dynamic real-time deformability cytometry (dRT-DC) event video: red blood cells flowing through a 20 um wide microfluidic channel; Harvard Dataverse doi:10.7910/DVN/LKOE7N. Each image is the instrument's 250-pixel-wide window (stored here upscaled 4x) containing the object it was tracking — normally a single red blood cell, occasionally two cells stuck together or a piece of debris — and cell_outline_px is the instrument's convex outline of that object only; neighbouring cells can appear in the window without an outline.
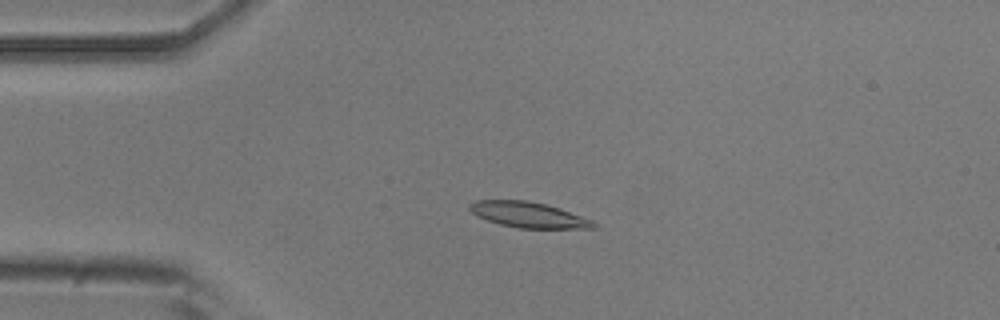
{"species": "common noctule bat (a hibernating species)", "species_latin": "Nyctalus noctula", "temperature_condition": "room temperature", "stored_images_in_passage": 52, "camera_frame_rate_fps": 3000, "um_per_image_px": 0.085, "animal": {"sex": "male", "body_mass_g": 20.5, "forearm_length_mm": 52.5}, "frame": {"image": 1, "passage_image": 12, "time_ms": 3.667, "image_size_px": [1000, 320], "cell_outline_px": [[600, 224], [596, 228], [520, 228], [500, 224], [476, 216], [468, 208], [468, 204], [476, 200], [524, 200], [544, 204], [560, 208], [592, 220]], "centroid_in_image_um": [44.93, 18.26], "position_along_channel_um": 40.1, "area_um2": 18.44}}
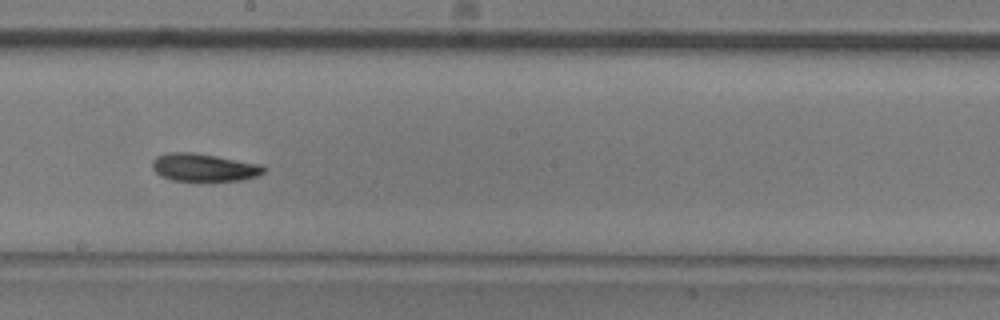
{"frame": {"image": 2, "passage_image": 29, "time_ms": 9.333, "image_size_px": [1000, 320], "cell_outline_px": [[268, 168], [264, 172], [256, 176], [244, 180], [212, 184], [172, 180], [160, 176], [152, 168], [152, 160], [156, 156], [168, 152], [192, 152], [264, 164]], "centroid_in_image_um": [17.38, 14.28], "position_along_channel_um": 230.8, "area_um2": 19.19}}
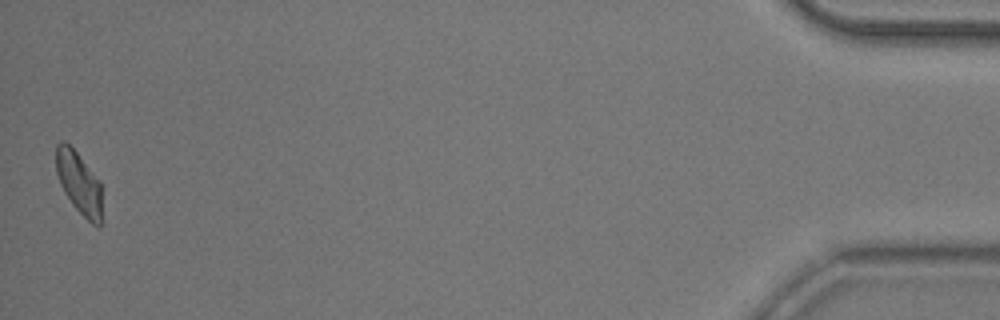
{"frame": {"image": 3, "passage_image": 52, "time_ms": 17.0, "image_size_px": [1000, 320], "cell_outline_px": [[104, 220], [100, 228], [92, 224], [72, 204], [64, 192], [60, 184], [56, 172], [56, 144], [60, 140], [64, 140], [76, 152], [100, 180]], "centroid_in_image_um": [6.76, 15.6], "position_along_channel_um": 428.4, "area_um2": 17.11}, "authors_computed_cell_mechanics": {"area_um2": 18.0625, "velocity_mm_per_s": 3.8068, "shape_relaxation_time_tau1_ms": 5.4468, "shape_relaxation_time_tau2_ms": null, "deformation_change_tau1": 0.1431, "deformation_change_tau2": null}}